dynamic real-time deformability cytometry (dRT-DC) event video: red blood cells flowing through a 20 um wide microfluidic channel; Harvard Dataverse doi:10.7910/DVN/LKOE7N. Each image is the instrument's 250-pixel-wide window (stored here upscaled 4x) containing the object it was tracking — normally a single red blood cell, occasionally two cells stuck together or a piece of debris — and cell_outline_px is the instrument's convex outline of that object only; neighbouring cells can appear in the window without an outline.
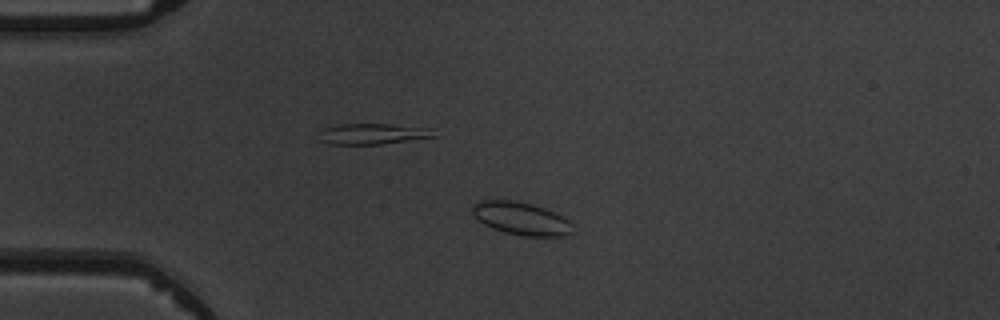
{"species": "common noctule bat (a hibernating species)", "species_latin": "Nyctalus noctula", "temperature_condition": "warm", "stored_images_in_passage": 3, "camera_frame_rate_fps": 3000, "um_per_image_px": 0.085, "animal": {"sex": "male", "body_mass_g": 19.5, "forearm_length_mm": 54.6}, "frame": {"image": 1, "passage_image": 2, "time_ms": 1.333, "image_size_px": [1000, 320], "cell_outline_px": [[572, 232], [568, 236], [524, 236], [504, 232], [492, 228], [476, 220], [472, 212], [472, 204], [476, 200], [488, 196], [516, 200], [532, 204], [544, 208], [564, 216], [568, 220]], "centroid_in_image_um": [44.18, 18.51], "position_along_channel_um": 40.8, "area_um2": 19.94}}